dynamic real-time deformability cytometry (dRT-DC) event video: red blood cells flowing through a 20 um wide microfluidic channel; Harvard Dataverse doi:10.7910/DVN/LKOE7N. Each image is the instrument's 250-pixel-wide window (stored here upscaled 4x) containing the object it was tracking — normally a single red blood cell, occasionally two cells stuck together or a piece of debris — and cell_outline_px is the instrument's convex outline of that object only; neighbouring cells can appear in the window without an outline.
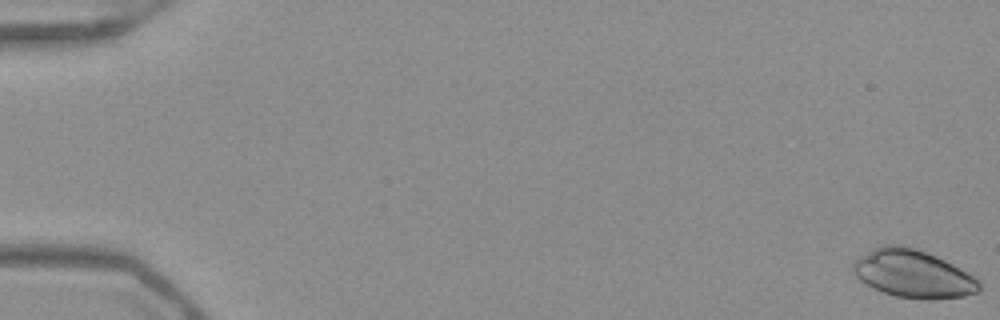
{"species": "Egyptian fruit bat (a non-hibernating species)", "species_latin": "Rousettus aegyptiacus", "temperature_condition": "warm", "stored_images_in_passage": 54, "camera_frame_rate_fps": 3000, "um_per_image_px": 0.085, "frame": {"image": 1, "passage_image": 1, "time_ms": 0.0, "image_size_px": [1000, 320], "cell_outline_px": [[980, 292], [964, 296], [936, 300], [920, 300], [896, 296], [872, 288], [860, 280], [852, 272], [852, 264], [860, 256], [884, 244], [900, 244], [936, 256], [960, 268], [980, 280]], "centroid_in_image_um": [77.62, 23.3], "position_along_channel_um": 7.4, "area_um2": 35.2}}
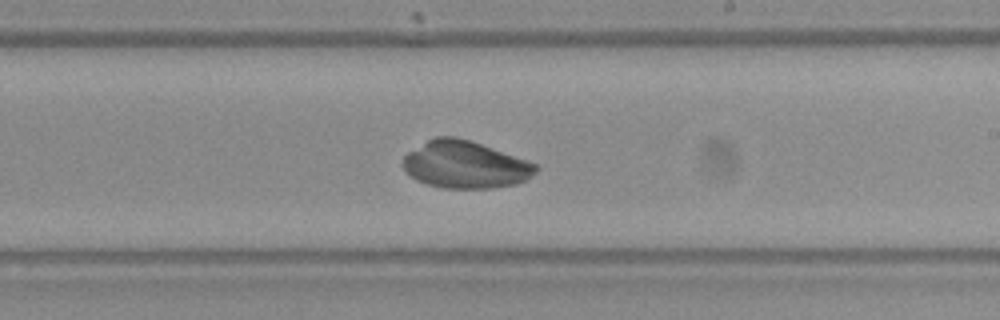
{"frame": {"image": 2, "passage_image": 33, "time_ms": 10.667, "image_size_px": [1000, 320], "cell_outline_px": [[540, 168], [536, 172], [524, 180], [516, 184], [492, 188], [444, 188], [428, 184], [416, 180], [404, 172], [400, 164], [400, 160], [408, 152], [428, 140], [436, 136], [456, 136], [480, 144], [536, 164]], "centroid_in_image_um": [39.46, 14.0], "position_along_channel_um": 249.5, "area_um2": 36.41}}
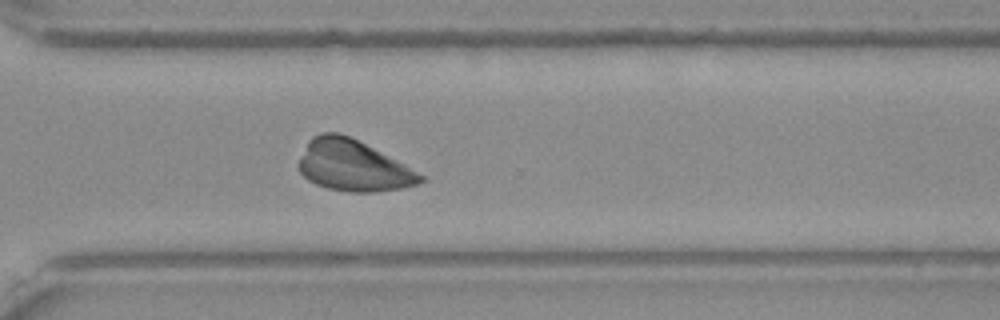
{"frame": {"image": 3, "passage_image": 40, "time_ms": 13.0, "image_size_px": [1000, 320], "cell_outline_px": [[424, 180], [416, 184], [400, 188], [376, 192], [348, 192], [328, 188], [316, 184], [308, 180], [300, 172], [296, 164], [308, 140], [312, 136], [320, 132], [340, 132], [372, 148], [424, 176]], "centroid_in_image_um": [29.91, 14.08], "position_along_channel_um": 340.7, "area_um2": 35.72}}